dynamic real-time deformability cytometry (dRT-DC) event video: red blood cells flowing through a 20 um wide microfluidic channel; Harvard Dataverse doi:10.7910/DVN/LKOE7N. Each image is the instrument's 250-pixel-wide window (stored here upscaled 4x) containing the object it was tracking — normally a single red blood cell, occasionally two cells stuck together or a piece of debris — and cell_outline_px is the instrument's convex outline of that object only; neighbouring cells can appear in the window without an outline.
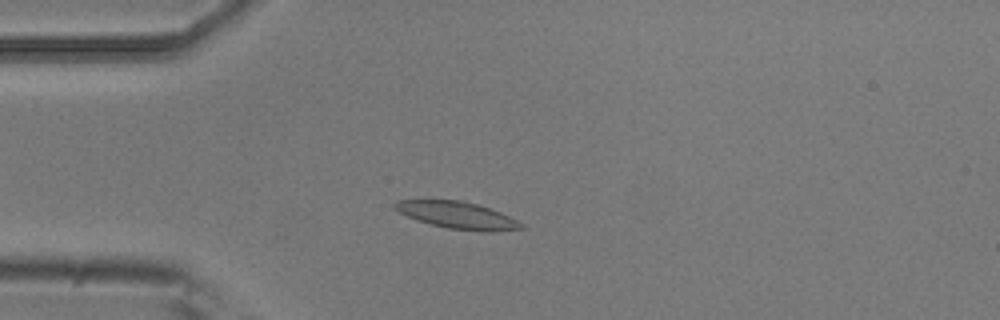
{"species": "common noctule bat (a hibernating species)", "species_latin": "Nyctalus noctula", "temperature_condition": "room temperature", "stored_images_in_passage": 4, "camera_frame_rate_fps": 3000, "um_per_image_px": 0.085, "animal": {"sex": "male", "body_mass_g": 20.5, "forearm_length_mm": 52.5}, "frame": {"image": 1, "passage_image": 4, "time_ms": 1.0, "image_size_px": [1000, 320], "cell_outline_px": [[524, 228], [488, 232], [484, 232], [448, 228], [416, 220], [392, 208], [392, 204], [396, 200], [464, 200], [500, 212], [524, 224]], "centroid_in_image_um": [38.85, 18.29], "position_along_channel_um": 46.2, "area_um2": 19.77}}